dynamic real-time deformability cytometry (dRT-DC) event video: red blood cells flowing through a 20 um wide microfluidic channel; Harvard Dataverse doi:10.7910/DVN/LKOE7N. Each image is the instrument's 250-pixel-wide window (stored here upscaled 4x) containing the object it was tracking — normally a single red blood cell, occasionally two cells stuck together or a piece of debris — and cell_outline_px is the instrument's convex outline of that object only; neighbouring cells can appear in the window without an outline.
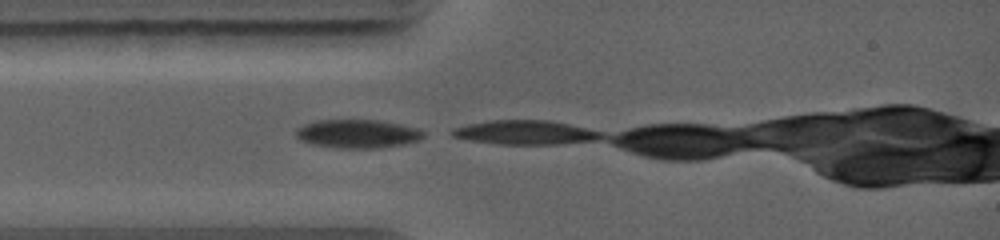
{"species": "common noctule bat (a hibernating species)", "species_latin": "Nyctalus noctula", "temperature_condition": "warm", "stored_images_in_passage": 2, "camera_frame_rate_fps": 5000, "um_per_image_px": 0.085, "animal": {"sex": "female", "body_mass_g": 19.0, "forearm_length_mm": 56.7}, "frame": {"image": 1, "passage_image": 1, "time_ms": 0.0, "image_size_px": [1000, 240], "cell_outline_px": [[424, 136], [420, 140], [404, 144], [380, 148], [336, 148], [312, 144], [300, 140], [296, 136], [296, 128], [304, 124], [316, 120], [380, 120], [420, 128], [424, 132]], "centroid_in_image_um": [30.41, 11.37], "position_along_channel_um": 54.6, "area_um2": 21.44}}